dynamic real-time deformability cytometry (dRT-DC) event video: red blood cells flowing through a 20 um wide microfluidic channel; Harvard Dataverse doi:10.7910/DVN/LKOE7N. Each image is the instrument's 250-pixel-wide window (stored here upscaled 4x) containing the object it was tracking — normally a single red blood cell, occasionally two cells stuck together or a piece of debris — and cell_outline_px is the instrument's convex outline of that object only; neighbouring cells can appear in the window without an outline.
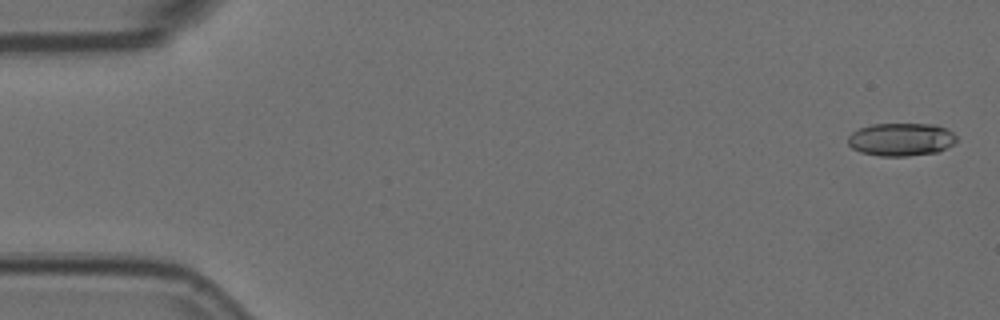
{"species": "Egyptian fruit bat (a non-hibernating species)", "species_latin": "Rousettus aegyptiacus", "temperature_condition": "room temperature", "stored_images_in_passage": 4, "camera_frame_rate_fps": 3000, "um_per_image_px": 0.085, "animal": {"sex": "female"}, "frame": {"image": 1, "passage_image": 1, "time_ms": 0.0, "image_size_px": [1000, 320], "cell_outline_px": [[956, 140], [952, 144], [936, 152], [908, 156], [880, 156], [860, 152], [852, 148], [848, 144], [848, 136], [852, 132], [860, 128], [872, 124], [936, 124], [952, 132], [956, 136]], "centroid_in_image_um": [76.56, 11.85], "position_along_channel_um": 8.4, "area_um2": 20.75}}
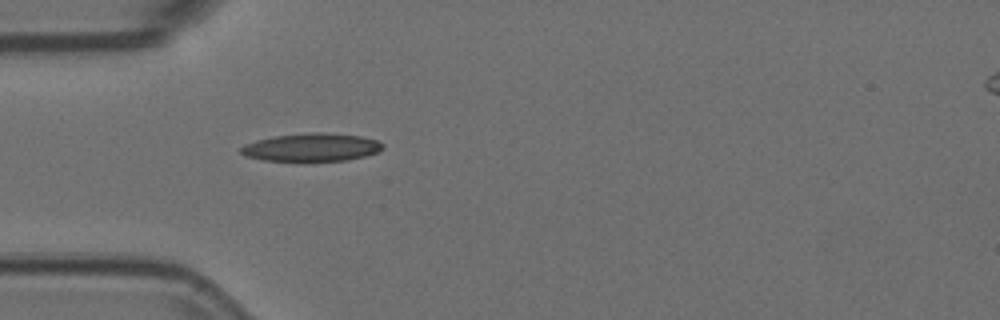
{"frame": {"image": 2, "passage_image": 4, "time_ms": 1.0, "image_size_px": [1000, 320], "cell_outline_px": [[384, 148], [376, 152], [364, 156], [348, 160], [264, 160], [244, 156], [240, 152], [240, 148], [244, 144], [256, 140], [276, 136], [308, 132], [320, 132], [360, 136], [376, 140], [384, 144]], "centroid_in_image_um": [26.47, 12.51], "position_along_channel_um": 58.5, "area_um2": 22.89}}